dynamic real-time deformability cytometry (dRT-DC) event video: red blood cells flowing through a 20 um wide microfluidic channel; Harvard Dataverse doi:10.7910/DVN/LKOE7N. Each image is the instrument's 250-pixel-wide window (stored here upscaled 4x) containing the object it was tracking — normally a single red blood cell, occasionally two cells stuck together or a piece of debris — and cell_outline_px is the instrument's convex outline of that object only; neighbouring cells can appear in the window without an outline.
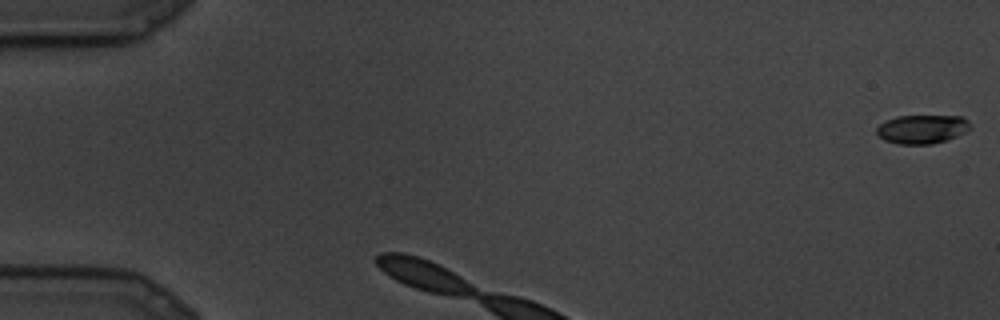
{"species": "common noctule bat (a hibernating species)", "species_latin": "Nyctalus noctula", "temperature_condition": "cold", "stored_images_in_passage": 4, "camera_frame_rate_fps": 3000, "um_per_image_px": 0.085, "animal": {"sex": "male", "body_mass_g": 19.5, "forearm_length_mm": 54.6}, "frame": {"image": 1, "passage_image": 1, "time_ms": 0.0, "image_size_px": [1000, 320], "cell_outline_px": [[972, 128], [948, 140], [932, 144], [900, 144], [884, 140], [876, 132], [876, 128], [880, 124], [896, 116], [964, 116], [972, 124]], "centroid_in_image_um": [78.42, 10.97], "position_along_channel_um": 6.6, "area_um2": 15.78}}